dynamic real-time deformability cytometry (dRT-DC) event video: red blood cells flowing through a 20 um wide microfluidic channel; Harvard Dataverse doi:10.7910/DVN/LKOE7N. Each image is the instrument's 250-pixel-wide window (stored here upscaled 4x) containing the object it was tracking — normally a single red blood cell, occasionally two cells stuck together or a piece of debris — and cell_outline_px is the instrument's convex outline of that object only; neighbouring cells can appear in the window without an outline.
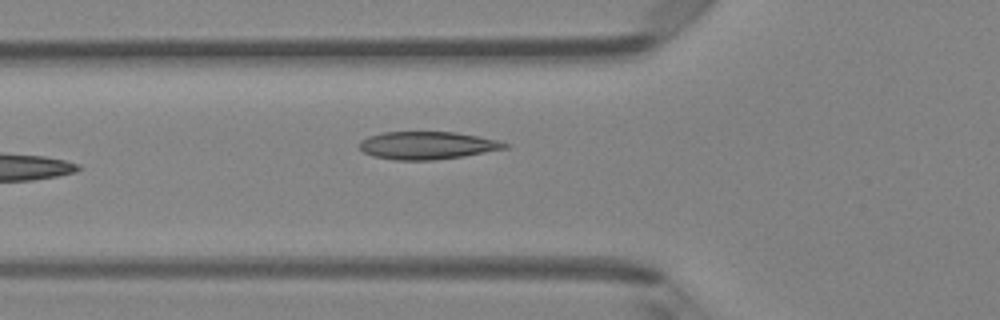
{"species": "Egyptian fruit bat (a non-hibernating species)", "species_latin": "Rousettus aegyptiacus", "temperature_condition": "room temperature", "stored_images_in_passage": 6, "camera_frame_rate_fps": 3000, "um_per_image_px": 0.085, "animal": {"sex": "female"}, "frame": {"image": 1, "passage_image": 6, "time_ms": 1.667, "image_size_px": [1000, 320], "cell_outline_px": [[508, 148], [464, 156], [436, 160], [396, 160], [372, 156], [364, 152], [356, 144], [360, 140], [368, 136], [384, 132], [456, 132], [496, 140], [508, 144]], "centroid_in_image_um": [36.26, 12.36], "position_along_channel_um": 89.5, "area_um2": 23.52}}